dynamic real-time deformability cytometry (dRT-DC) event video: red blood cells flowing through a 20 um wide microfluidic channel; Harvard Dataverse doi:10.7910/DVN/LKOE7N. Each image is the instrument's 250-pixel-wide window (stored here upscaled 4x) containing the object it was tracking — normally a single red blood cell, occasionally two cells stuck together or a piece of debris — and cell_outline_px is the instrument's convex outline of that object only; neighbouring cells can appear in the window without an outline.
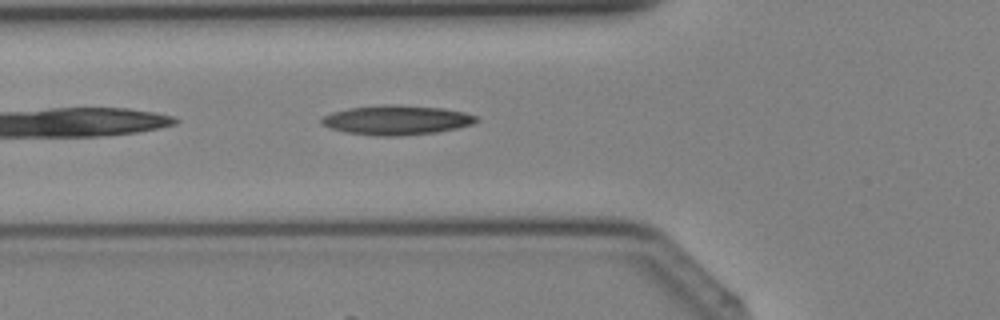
{"species": "Egyptian fruit bat (a non-hibernating species)", "species_latin": "Rousettus aegyptiacus", "temperature_condition": "cold", "stored_images_in_passage": 6, "camera_frame_rate_fps": 3000, "um_per_image_px": 0.085, "animal": {"sex": "female"}, "frame": {"image": 1, "passage_image": 3, "time_ms": 0.667, "image_size_px": [1000, 320], "cell_outline_px": [[480, 120], [472, 124], [456, 128], [436, 132], [400, 136], [376, 136], [344, 132], [328, 128], [320, 124], [320, 120], [324, 116], [332, 112], [348, 108], [388, 104], [396, 104], [444, 108], [464, 112], [480, 116]], "centroid_in_image_um": [33.71, 10.2], "position_along_channel_um": 92.1, "area_um2": 26.93}}